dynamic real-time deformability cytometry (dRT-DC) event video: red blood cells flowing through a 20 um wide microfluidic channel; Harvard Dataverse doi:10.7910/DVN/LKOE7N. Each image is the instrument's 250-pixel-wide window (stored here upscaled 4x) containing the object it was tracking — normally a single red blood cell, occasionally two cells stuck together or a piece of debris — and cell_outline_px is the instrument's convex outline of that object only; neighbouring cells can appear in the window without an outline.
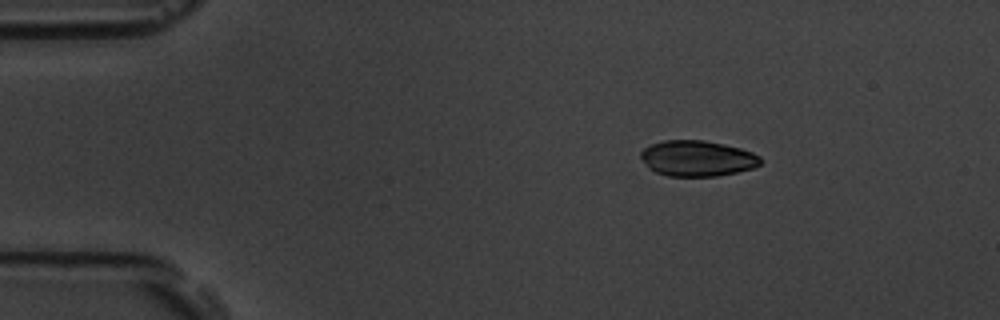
{"species": "common noctule bat (a hibernating species)", "species_latin": "Nyctalus noctula", "temperature_condition": "room temperature", "stored_images_in_passage": 47, "camera_frame_rate_fps": 3000, "um_per_image_px": 0.085, "animal": {"sex": "male", "body_mass_g": 19.5, "forearm_length_mm": 54.6}, "frame": {"image": 1, "passage_image": 1, "time_ms": 0.0, "image_size_px": [1000, 320], "cell_outline_px": [[760, 164], [752, 168], [736, 172], [716, 176], [668, 176], [656, 172], [648, 168], [640, 156], [640, 152], [644, 148], [652, 144], [664, 140], [704, 140], [724, 144], [740, 148], [752, 152], [760, 156]], "centroid_in_image_um": [59.25, 13.46], "position_along_channel_um": 25.8, "area_um2": 24.85}}
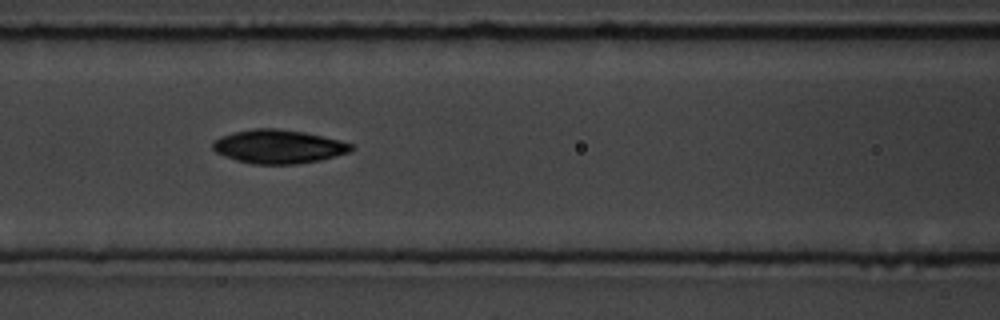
{"frame": {"image": 2, "passage_image": 16, "time_ms": 5.0, "image_size_px": [1000, 320], "cell_outline_px": [[356, 148], [352, 152], [320, 160], [296, 164], [252, 164], [236, 160], [224, 156], [216, 152], [212, 148], [212, 144], [220, 136], [236, 132], [256, 128], [276, 128], [304, 132], [340, 140], [352, 144]], "centroid_in_image_um": [23.71, 12.46], "position_along_channel_um": 142.9, "area_um2": 27.22}}
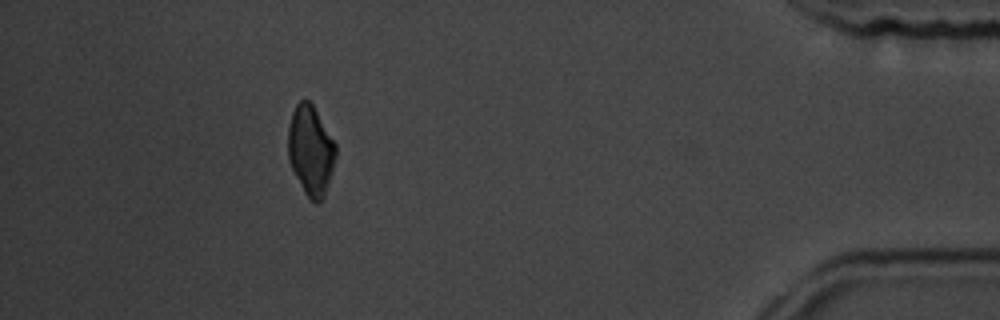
{"frame": {"image": 3, "passage_image": 42, "time_ms": 13.667, "image_size_px": [1000, 320], "cell_outline_px": [[336, 156], [328, 184], [324, 196], [320, 204], [316, 204], [304, 192], [288, 160], [288, 128], [292, 112], [296, 104], [300, 100], [308, 100], [312, 104], [336, 144]], "centroid_in_image_um": [26.4, 12.79], "position_along_channel_um": 408.8, "area_um2": 24.74}, "authors_computed_cell_mechanics": {"area_um2": 25.6054, "velocity_mm_per_s": 3.7052, "shape_relaxation_time_tau1_ms": 2.1069, "shape_relaxation_time_tau2_ms": null, "deformation_change_tau1": 0.0823, "deformation_change_tau2": null}}